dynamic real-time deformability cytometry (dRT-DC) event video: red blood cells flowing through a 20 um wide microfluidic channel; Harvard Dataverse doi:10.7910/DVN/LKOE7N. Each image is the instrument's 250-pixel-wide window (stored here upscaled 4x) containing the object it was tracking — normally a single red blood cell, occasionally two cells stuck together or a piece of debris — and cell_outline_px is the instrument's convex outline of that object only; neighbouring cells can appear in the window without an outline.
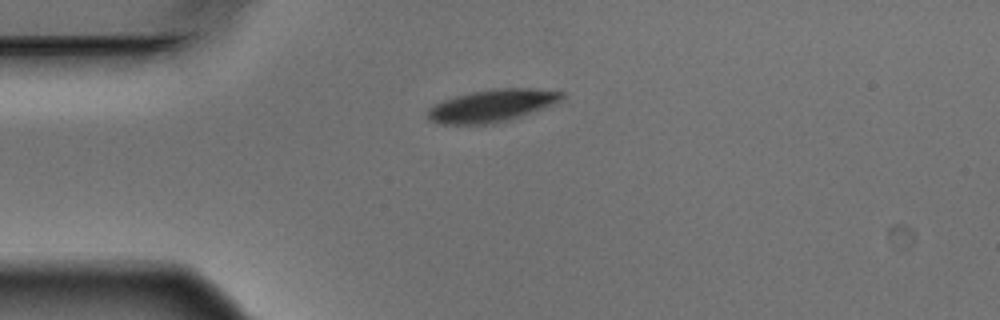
{"species": "Egyptian fruit bat (a non-hibernating species)", "species_latin": "Rousettus aegyptiacus", "temperature_condition": "warm", "stored_images_in_passage": 6, "camera_frame_rate_fps": 3000, "um_per_image_px": 0.085, "animal": {"sex": "male"}, "frame": {"image": 1, "passage_image": 1, "time_ms": 0.0, "image_size_px": [1000, 320], "cell_outline_px": [[564, 96], [560, 100], [520, 116], [508, 120], [492, 124], [444, 124], [428, 120], [428, 108], [444, 100], [456, 96], [472, 92], [492, 88], [532, 88], [564, 92]], "centroid_in_image_um": [41.78, 8.98], "position_along_channel_um": 43.2, "area_um2": 24.85}}
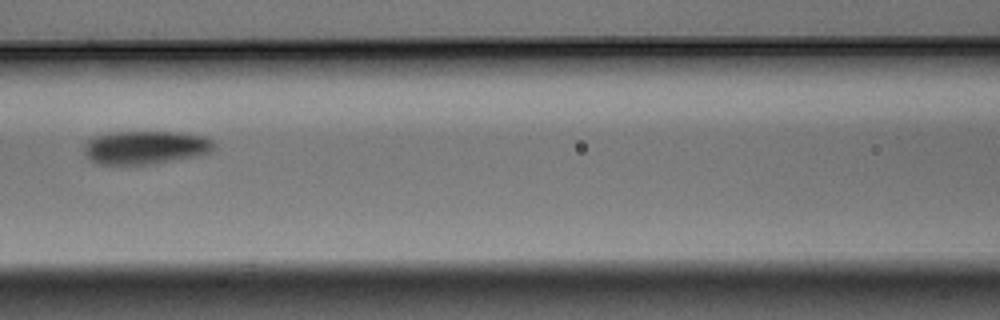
{"frame": {"image": 2, "passage_image": 4, "time_ms": 1.0, "image_size_px": [1000, 320], "cell_outline_px": [[216, 148], [212, 152], [196, 156], [148, 164], [100, 164], [92, 160], [84, 152], [84, 144], [88, 140], [96, 136], [112, 132], [180, 132], [204, 136], [212, 140], [216, 144]], "centroid_in_image_um": [12.41, 12.52], "position_along_channel_um": 154.2, "area_um2": 25.14}}
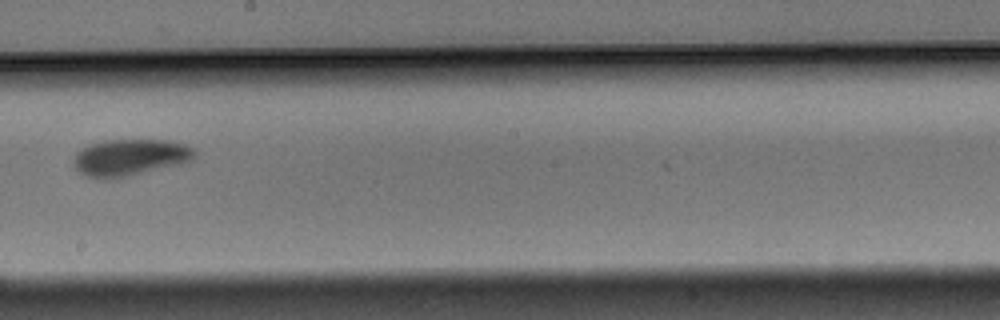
{"frame": {"image": 3, "passage_image": 6, "time_ms": 1.667, "image_size_px": [1000, 320], "cell_outline_px": [[196, 156], [192, 160], [180, 164], [128, 176], [88, 176], [80, 172], [72, 164], [72, 160], [76, 152], [80, 148], [104, 140], [172, 140], [196, 148]], "centroid_in_image_um": [11.1, 13.34], "position_along_channel_um": 237.1, "area_um2": 25.55}}